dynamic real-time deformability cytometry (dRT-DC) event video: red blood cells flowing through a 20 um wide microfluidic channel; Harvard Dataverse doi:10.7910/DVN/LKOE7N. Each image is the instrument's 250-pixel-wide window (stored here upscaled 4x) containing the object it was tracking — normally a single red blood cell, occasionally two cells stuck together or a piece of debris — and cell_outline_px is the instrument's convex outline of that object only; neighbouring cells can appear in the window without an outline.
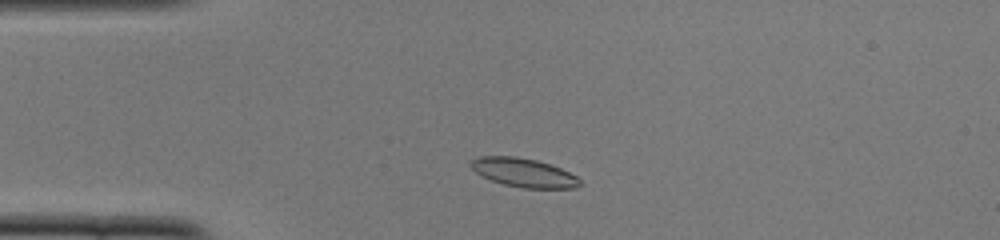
{"species": "common noctule bat (a hibernating species)", "species_latin": "Nyctalus noctula", "temperature_condition": "cold", "stored_images_in_passage": 44, "camera_frame_rate_fps": 3000, "um_per_image_px": 0.085, "animal": {"sex": "female", "body_mass_g": 22.0, "forearm_length_mm": 56.7}, "frame": {"image": 1, "passage_image": 5, "time_ms": 1.333, "image_size_px": [1000, 240], "cell_outline_px": [[580, 184], [576, 188], [524, 188], [504, 184], [480, 176], [468, 164], [476, 156], [516, 156], [536, 160], [560, 168], [576, 176], [580, 180]], "centroid_in_image_um": [44.47, 14.66], "position_along_channel_um": 40.5, "area_um2": 18.21}}
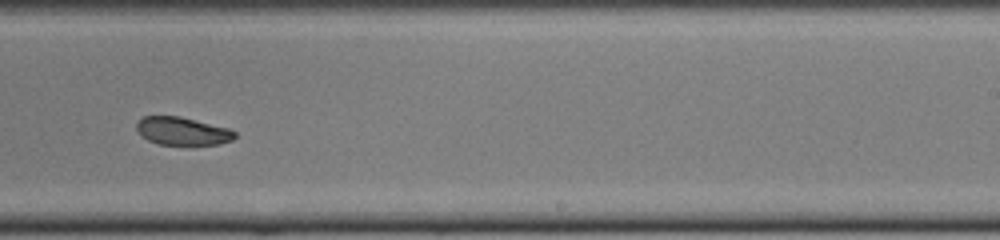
{"frame": {"image": 2, "passage_image": 25, "time_ms": 8.0, "image_size_px": [1000, 240], "cell_outline_px": [[236, 136], [232, 140], [220, 144], [160, 144], [148, 140], [140, 136], [136, 128], [136, 124], [144, 116], [180, 116], [228, 128], [236, 132]], "centroid_in_image_um": [15.5, 11.14], "position_along_channel_um": 273.5, "area_um2": 15.9}}
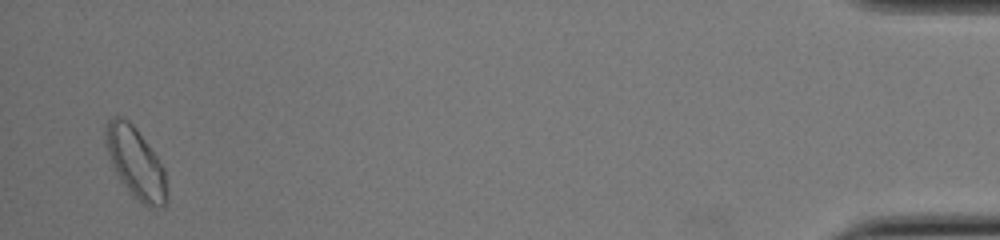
{"frame": {"image": 3, "passage_image": 43, "time_ms": 14.0, "image_size_px": [1000, 240], "cell_outline_px": [[168, 200], [164, 208], [148, 208], [132, 196], [120, 180], [108, 156], [104, 140], [104, 132], [108, 120], [112, 116], [120, 116], [128, 120], [136, 128], [156, 156], [164, 168], [168, 196]], "centroid_in_image_um": [11.53, 13.87], "position_along_channel_um": 423.7, "area_um2": 25.55}, "authors_computed_cell_mechanics": {"area_um2": 17.8602, "velocity_mm_per_s": 3.8701, "shape_relaxation_time_tau1_ms": 4.3747, "shape_relaxation_time_tau2_ms": 3.4589, "deformation_change_tau1": 0.1214, "deformation_change_tau2": 0.0834}}